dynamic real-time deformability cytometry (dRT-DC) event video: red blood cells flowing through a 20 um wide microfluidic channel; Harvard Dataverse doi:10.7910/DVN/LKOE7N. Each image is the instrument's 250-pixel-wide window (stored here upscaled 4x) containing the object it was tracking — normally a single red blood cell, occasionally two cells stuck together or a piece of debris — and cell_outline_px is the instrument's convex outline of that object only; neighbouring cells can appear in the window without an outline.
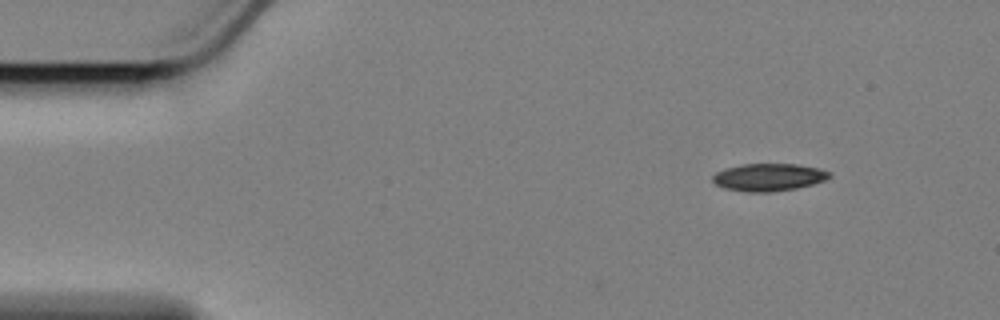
{"species": "Egyptian fruit bat (a non-hibernating species)", "species_latin": "Rousettus aegyptiacus", "temperature_condition": "cold", "stored_images_in_passage": 51, "camera_frame_rate_fps": 3000, "um_per_image_px": 0.085, "animal": {"sex": "female"}, "frame": {"image": 1, "passage_image": 1, "time_ms": 0.0, "image_size_px": [1000, 320], "cell_outline_px": [[832, 176], [824, 180], [812, 184], [796, 188], [772, 192], [748, 192], [724, 188], [716, 184], [712, 180], [712, 176], [716, 172], [724, 168], [740, 164], [796, 164], [820, 168], [832, 172]], "centroid_in_image_um": [65.34, 15.05], "position_along_channel_um": 19.7, "area_um2": 18.84}}
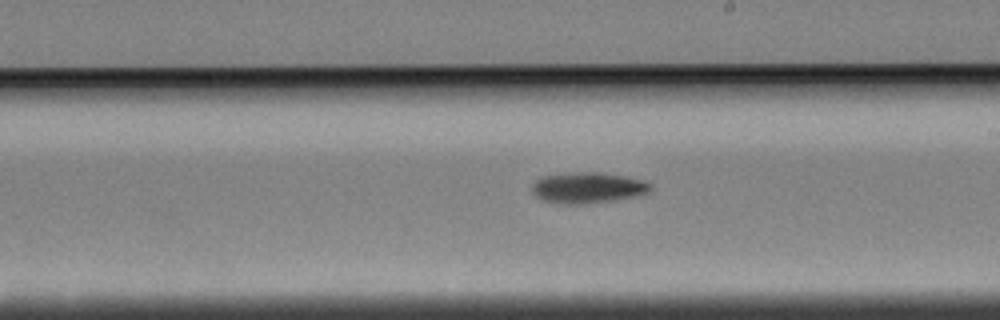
{"frame": {"image": 2, "passage_image": 27, "time_ms": 8.667, "image_size_px": [1000, 320], "cell_outline_px": [[652, 188], [648, 192], [640, 196], [616, 200], [580, 204], [556, 204], [540, 200], [532, 192], [532, 184], [536, 180], [544, 176], [576, 172], [600, 172], [624, 176], [644, 180], [652, 184]], "centroid_in_image_um": [49.97, 15.97], "position_along_channel_um": 239.0, "area_um2": 21.62}}
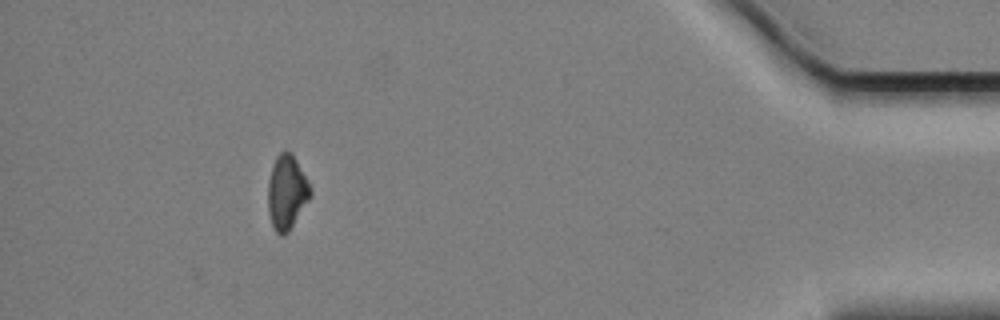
{"frame": {"image": 3, "passage_image": 47, "time_ms": 15.333, "image_size_px": [1000, 320], "cell_outline_px": [[312, 196], [288, 232], [284, 236], [280, 236], [276, 232], [272, 224], [268, 212], [268, 180], [276, 156], [280, 152], [292, 152], [308, 180], [312, 192]], "centroid_in_image_um": [24.39, 16.35], "position_along_channel_um": 410.8, "area_um2": 18.44}}